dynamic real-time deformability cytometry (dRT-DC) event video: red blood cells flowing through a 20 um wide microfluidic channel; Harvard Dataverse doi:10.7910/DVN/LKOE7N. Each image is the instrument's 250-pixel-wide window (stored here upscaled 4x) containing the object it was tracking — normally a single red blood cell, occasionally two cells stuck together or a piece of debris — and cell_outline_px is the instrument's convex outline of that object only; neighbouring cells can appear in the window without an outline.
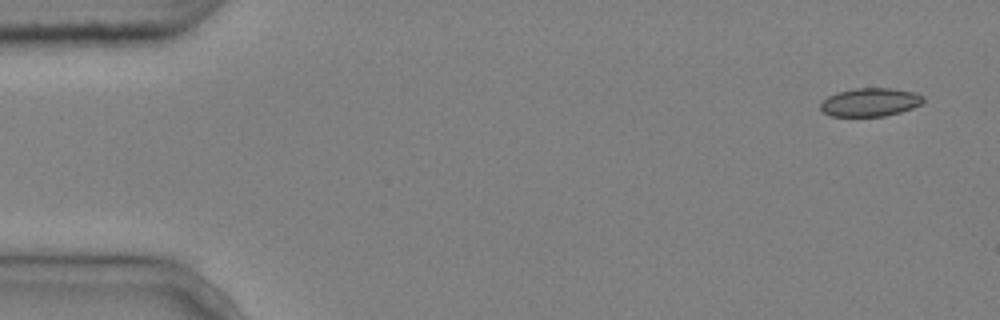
{"species": "common noctule bat (a hibernating species)", "species_latin": "Nyctalus noctula", "temperature_condition": "cold", "stored_images_in_passage": 5, "camera_frame_rate_fps": 3000, "um_per_image_px": 0.085, "animal": {"sex": "male", "body_mass_g": 20.4}, "frame": {"image": 1, "passage_image": 1, "time_ms": 0.0, "image_size_px": [1000, 320], "cell_outline_px": [[924, 100], [920, 104], [912, 108], [900, 112], [884, 116], [832, 116], [824, 112], [820, 108], [820, 104], [828, 96], [836, 92], [856, 88], [892, 88], [912, 92], [924, 96]], "centroid_in_image_um": [73.95, 8.68], "position_along_channel_um": 11.0, "area_um2": 16.88}}